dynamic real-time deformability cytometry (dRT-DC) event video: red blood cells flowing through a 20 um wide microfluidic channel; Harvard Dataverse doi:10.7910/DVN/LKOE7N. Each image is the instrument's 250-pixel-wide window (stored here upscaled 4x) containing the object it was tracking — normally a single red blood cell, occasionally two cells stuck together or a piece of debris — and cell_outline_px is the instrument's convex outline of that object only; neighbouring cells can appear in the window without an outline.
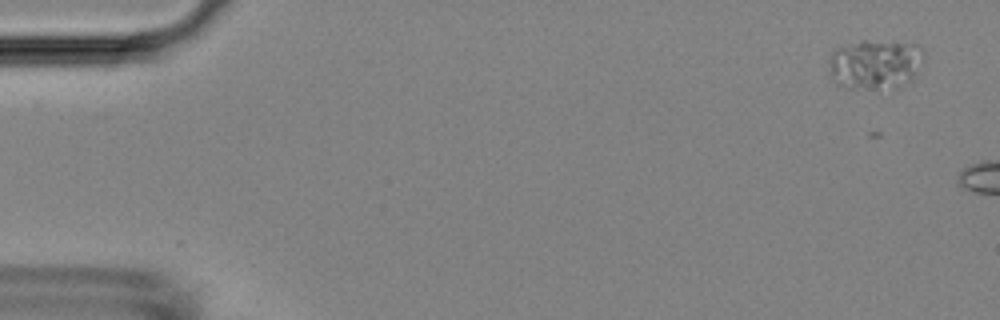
{"species": "Egyptian fruit bat (a non-hibernating species)", "species_latin": "Rousettus aegyptiacus", "temperature_condition": "room temperature", "stored_images_in_passage": 8, "camera_frame_rate_fps": 3000, "um_per_image_px": 0.085, "animal": {"sex": "female"}, "frame": {"image": 1, "passage_image": 4, "time_ms": 1.0, "image_size_px": [1000, 320], "cell_outline_px": [[924, 60], [912, 84], [892, 92], [844, 88], [836, 84], [828, 76], [828, 60], [832, 52], [836, 48], [860, 40], [892, 40], [916, 44], [924, 52]], "centroid_in_image_um": [74.42, 5.53], "position_along_channel_um": 10.6, "area_um2": 29.77}}